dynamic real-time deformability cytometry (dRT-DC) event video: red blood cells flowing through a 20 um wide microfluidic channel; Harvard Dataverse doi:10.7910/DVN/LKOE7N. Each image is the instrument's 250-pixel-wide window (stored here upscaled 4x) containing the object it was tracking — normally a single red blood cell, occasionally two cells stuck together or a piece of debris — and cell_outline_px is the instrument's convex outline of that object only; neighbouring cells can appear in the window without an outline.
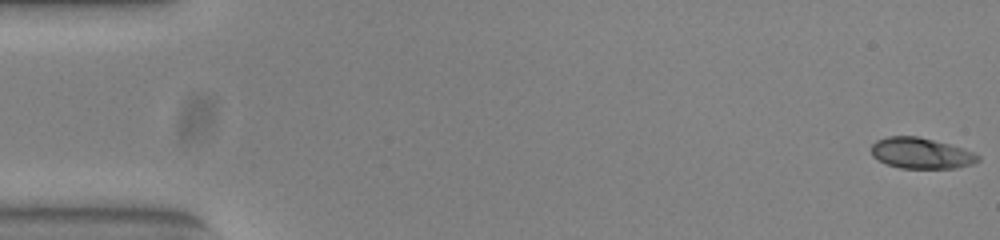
{"species": "common noctule bat (a hibernating species)", "species_latin": "Nyctalus noctula", "temperature_condition": "warm", "stored_images_in_passage": 53, "camera_frame_rate_fps": 3000, "um_per_image_px": 0.085, "animal": {"sex": "female", "body_mass_g": 23.0, "forearm_length_mm": 53.4}, "frame": {"image": 1, "passage_image": 1, "time_ms": 0.0, "image_size_px": [1000, 240], "cell_outline_px": [[980, 160], [972, 164], [956, 168], [900, 168], [888, 164], [872, 156], [872, 144], [876, 140], [888, 136], [916, 136], [948, 144], [972, 152], [980, 156]], "centroid_in_image_um": [78.28, 13.03], "position_along_channel_um": 6.7, "area_um2": 18.9}}
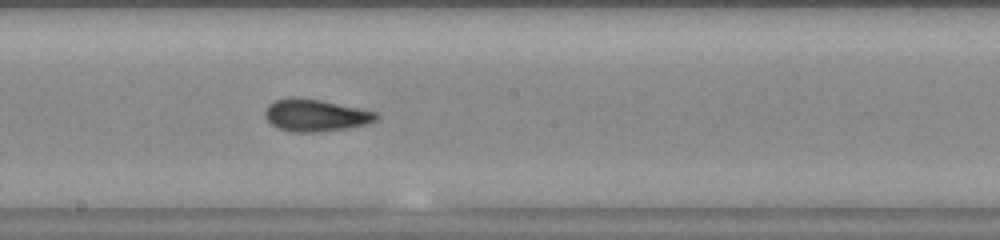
{"frame": {"image": 2, "passage_image": 29, "time_ms": 9.333, "image_size_px": [1000, 240], "cell_outline_px": [[380, 116], [376, 120], [368, 124], [344, 128], [316, 132], [292, 132], [280, 128], [272, 124], [264, 116], [264, 112], [268, 104], [276, 100], [288, 96], [292, 96], [320, 100], [380, 112]], "centroid_in_image_um": [26.83, 9.78], "position_along_channel_um": 221.4, "area_um2": 20.92}}
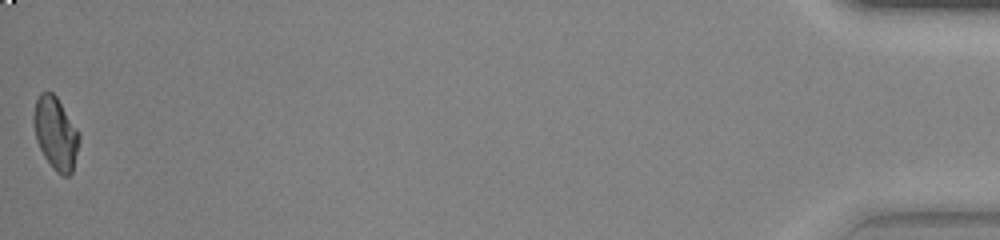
{"frame": {"image": 3, "passage_image": 53, "time_ms": 17.333, "image_size_px": [1000, 240], "cell_outline_px": [[80, 140], [72, 172], [68, 176], [64, 176], [56, 172], [52, 168], [44, 156], [36, 140], [32, 124], [32, 116], [36, 100], [40, 92], [52, 92], [56, 96], [80, 132]], "centroid_in_image_um": [4.72, 11.32], "position_along_channel_um": 430.5, "area_um2": 19.48}, "authors_computed_cell_mechanics": {"area_um2": 19.8254, "velocity_mm_per_s": 3.8815, "shape_relaxation_time_tau1_ms": null, "shape_relaxation_time_tau2_ms": 1.3236, "deformation_change_tau1": null, "deformation_change_tau2": 0.049}}